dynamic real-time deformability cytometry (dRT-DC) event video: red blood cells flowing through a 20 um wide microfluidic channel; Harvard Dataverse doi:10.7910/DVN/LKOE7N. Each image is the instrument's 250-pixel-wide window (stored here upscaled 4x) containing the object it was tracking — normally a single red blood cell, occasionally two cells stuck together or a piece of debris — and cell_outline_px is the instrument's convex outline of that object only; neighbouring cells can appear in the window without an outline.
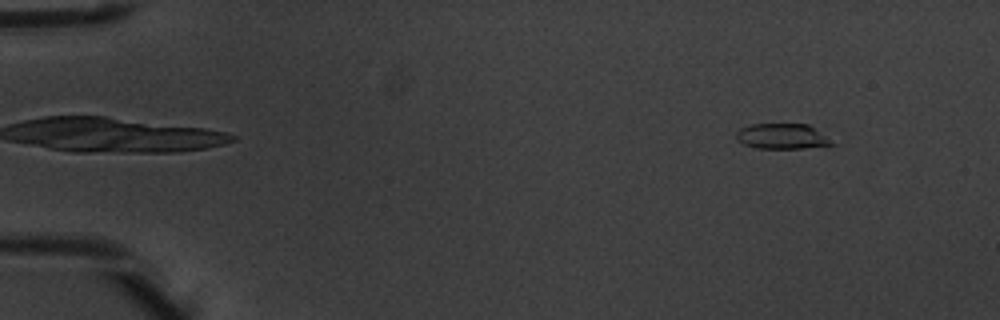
{"species": "common noctule bat (a hibernating species)", "species_latin": "Nyctalus noctula", "temperature_condition": "warm", "stored_images_in_passage": 4, "camera_frame_rate_fps": 3000, "um_per_image_px": 0.085, "animal": {"sex": "male", "body_mass_g": 20.1, "forearm_length_mm": 53.5}, "frame": {"image": 1, "passage_image": 1, "time_ms": 0.0, "image_size_px": [1000, 320], "cell_outline_px": [[836, 144], [804, 148], [756, 148], [744, 144], [736, 140], [736, 132], [740, 128], [752, 124], [808, 124]], "centroid_in_image_um": [66.43, 11.59], "position_along_channel_um": 18.6, "area_um2": 13.99}}
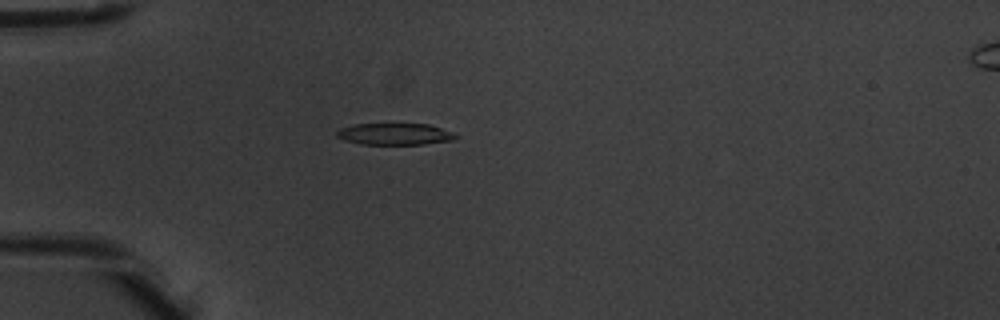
{"frame": {"image": 2, "passage_image": 4, "time_ms": 1.0, "image_size_px": [1000, 320], "cell_outline_px": [[460, 136], [452, 140], [424, 144], [360, 144], [344, 140], [336, 136], [336, 132], [340, 128], [352, 124], [428, 124], [452, 132]], "centroid_in_image_um": [33.53, 11.39], "position_along_channel_um": 51.5, "area_um2": 14.97}}